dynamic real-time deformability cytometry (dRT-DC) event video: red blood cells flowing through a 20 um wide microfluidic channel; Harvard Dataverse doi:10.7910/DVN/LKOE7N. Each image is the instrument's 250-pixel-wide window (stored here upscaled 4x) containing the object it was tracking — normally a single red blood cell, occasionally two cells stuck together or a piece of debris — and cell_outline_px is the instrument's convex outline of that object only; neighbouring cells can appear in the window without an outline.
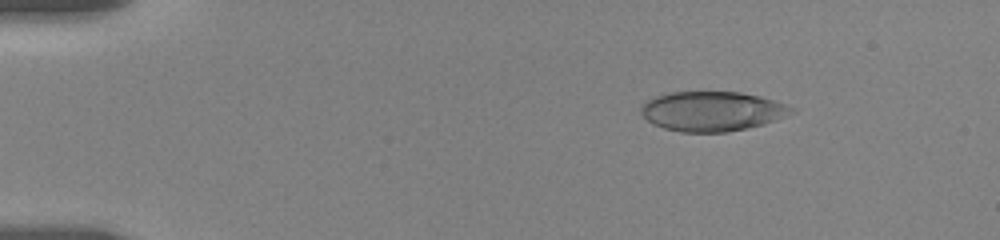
{"species": "human", "species_latin": "Homo sapiens", "temperature_condition": "room temperature", "stored_images_in_passage": 61, "camera_frame_rate_fps": 3000, "um_per_image_px": 0.085, "donor": {"sex": "female"}, "frame": {"image": 1, "passage_image": 7, "time_ms": 2.333, "image_size_px": [1000, 240], "cell_outline_px": [[796, 112], [764, 124], [748, 128], [728, 132], [680, 132], [664, 128], [652, 124], [640, 112], [640, 108], [648, 100], [656, 96], [668, 92], [740, 92], [760, 96], [788, 104], [796, 108]], "centroid_in_image_um": [60.57, 9.46], "position_along_channel_um": 24.4, "area_um2": 34.97}}
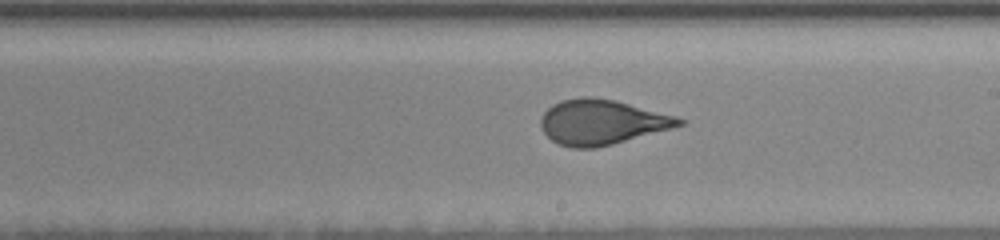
{"frame": {"image": 2, "passage_image": 36, "time_ms": 10.667, "image_size_px": [1000, 240], "cell_outline_px": [[688, 120], [684, 124], [672, 128], [612, 144], [596, 148], [572, 148], [560, 144], [552, 140], [540, 128], [540, 120], [544, 112], [552, 104], [560, 100], [584, 96], [592, 96], [616, 100], [676, 116]], "centroid_in_image_um": [51.14, 10.36], "position_along_channel_um": 237.9, "area_um2": 36.36}}
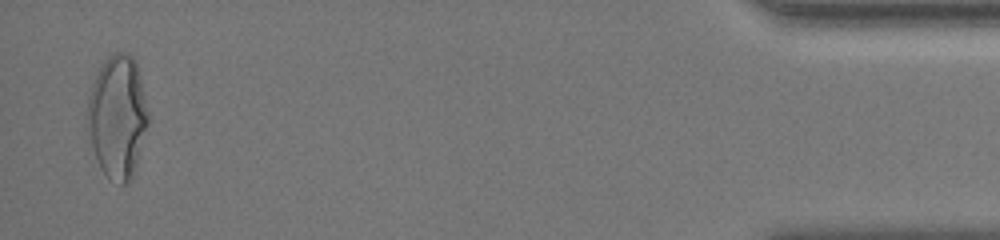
{"frame": {"image": 3, "passage_image": 60, "time_ms": 18.0, "image_size_px": [1000, 240], "cell_outline_px": [[148, 124], [136, 168], [132, 176], [124, 184], [120, 184], [108, 176], [100, 168], [92, 148], [88, 124], [88, 100], [92, 84], [104, 60], [108, 56], [116, 52], [128, 52], [132, 56], [136, 64], [140, 76], [148, 112]], "centroid_in_image_um": [10.0, 9.91], "position_along_channel_um": 425.2, "area_um2": 43.0}, "authors_computed_cell_mechanics": {"area_um2": 36.0672, "velocity_mm_per_s": 3.569, "shape_relaxation_time_tau1_ms": 5.4459, "shape_relaxation_time_tau2_ms": null, "deformation_change_tau1": 0.1751, "deformation_change_tau2": null}}